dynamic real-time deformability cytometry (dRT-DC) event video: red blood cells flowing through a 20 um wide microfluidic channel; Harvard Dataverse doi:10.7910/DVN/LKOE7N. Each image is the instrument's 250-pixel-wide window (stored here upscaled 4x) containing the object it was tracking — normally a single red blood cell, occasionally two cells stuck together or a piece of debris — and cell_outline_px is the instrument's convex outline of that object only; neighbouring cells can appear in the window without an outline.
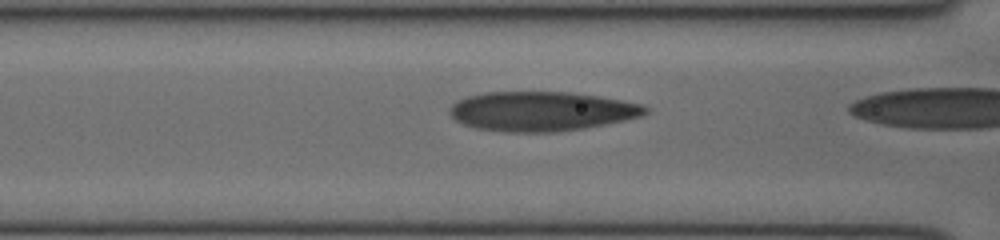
{"species": "human", "species_latin": "Homo sapiens", "temperature_condition": "cold", "stored_images_in_passage": 7, "camera_frame_rate_fps": 3000, "um_per_image_px": 0.085, "donor": {"sex": "female"}, "frame": {"image": 1, "passage_image": 3, "time_ms": 0.667, "image_size_px": [1000, 240], "cell_outline_px": [[652, 108], [648, 112], [640, 116], [624, 120], [584, 128], [552, 132], [504, 132], [476, 128], [464, 124], [456, 120], [448, 112], [448, 108], [456, 100], [468, 96], [484, 92], [572, 92], [600, 96], [624, 100], [644, 104]], "centroid_in_image_um": [46.04, 9.45], "position_along_channel_um": 120.6, "area_um2": 45.32}}
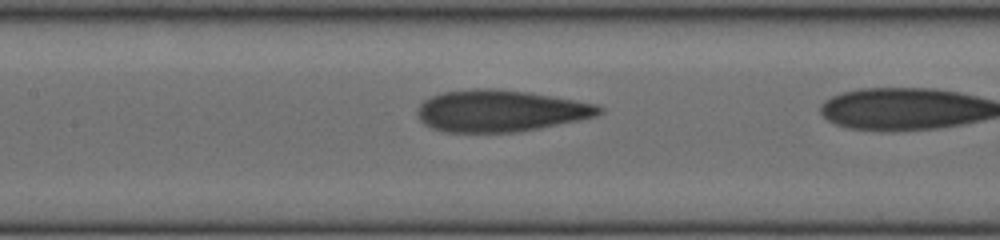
{"frame": {"image": 2, "passage_image": 6, "time_ms": 1.667, "image_size_px": [1000, 240], "cell_outline_px": [[604, 112], [596, 116], [580, 120], [540, 128], [516, 132], [444, 132], [432, 128], [424, 124], [420, 120], [416, 112], [420, 104], [424, 100], [432, 96], [444, 92], [472, 88], [496, 88], [528, 92], [596, 104], [604, 108]], "centroid_in_image_um": [42.52, 9.42], "position_along_channel_um": 164.9, "area_um2": 44.27}}